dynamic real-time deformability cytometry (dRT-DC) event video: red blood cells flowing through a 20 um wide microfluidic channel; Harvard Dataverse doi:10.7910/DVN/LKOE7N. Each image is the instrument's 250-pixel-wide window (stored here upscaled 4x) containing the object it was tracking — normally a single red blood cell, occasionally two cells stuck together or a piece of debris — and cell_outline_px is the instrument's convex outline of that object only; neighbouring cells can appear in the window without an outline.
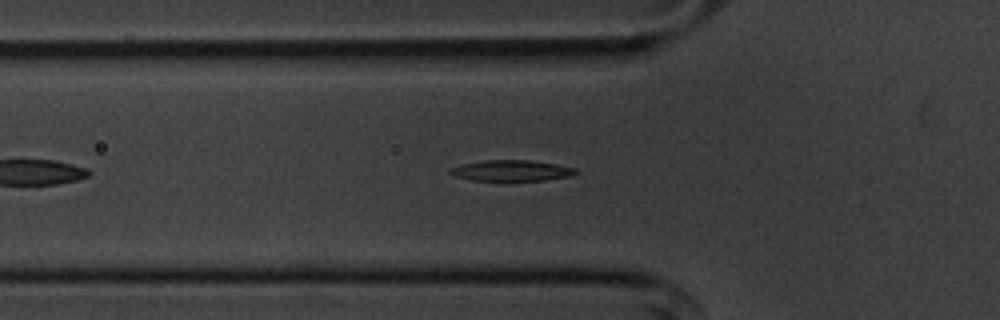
{"species": "common noctule bat (a hibernating species)", "species_latin": "Nyctalus noctula", "temperature_condition": "cold", "stored_images_in_passage": 47, "segment_of_instrument_passage": [1, 2], "camera_frame_rate_fps": 3000, "um_per_image_px": 0.085, "animal": {"sex": "male", "body_mass_g": 20.1, "forearm_length_mm": 53.5}, "frame": {"image": 1, "passage_image": 9, "time_ms": 2.667, "image_size_px": [1000, 320], "cell_outline_px": [[576, 172], [568, 176], [544, 180], [472, 180], [456, 176], [448, 172], [452, 168], [460, 164], [484, 160], [528, 160], [556, 164], [576, 168]], "centroid_in_image_um": [43.44, 14.49], "position_along_channel_um": 82.4, "area_um2": 14.97}}
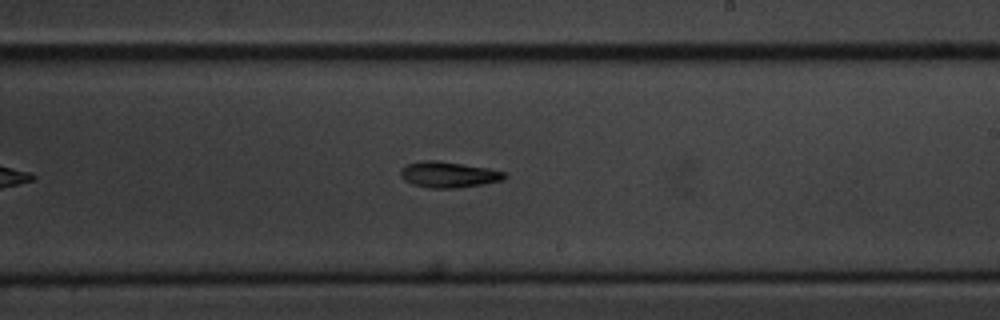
{"frame": {"image": 2, "passage_image": 23, "time_ms": 7.333, "image_size_px": [1000, 320], "cell_outline_px": [[508, 176], [504, 180], [484, 184], [456, 188], [428, 188], [412, 184], [404, 180], [400, 176], [400, 168], [404, 164], [420, 160], [436, 160], [488, 168], [504, 172]], "centroid_in_image_um": [38.08, 14.84], "position_along_channel_um": 250.9, "area_um2": 15.95}}
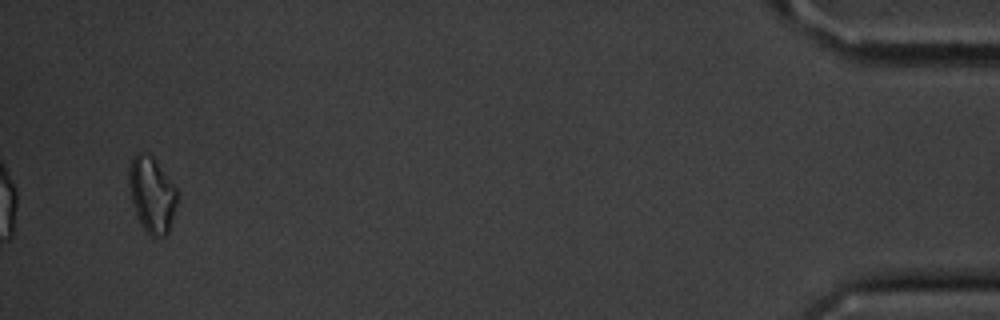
{"frame": {"image": 3, "passage_image": 44, "time_ms": 14.333, "image_size_px": [1000, 320], "cell_outline_px": [[176, 204], [168, 232], [164, 236], [156, 240], [144, 228], [136, 212], [132, 200], [128, 184], [128, 168], [132, 156], [136, 152], [140, 152], [152, 156], [176, 188]], "centroid_in_image_um": [12.88, 16.52], "position_along_channel_um": 422.3, "area_um2": 20.92}}